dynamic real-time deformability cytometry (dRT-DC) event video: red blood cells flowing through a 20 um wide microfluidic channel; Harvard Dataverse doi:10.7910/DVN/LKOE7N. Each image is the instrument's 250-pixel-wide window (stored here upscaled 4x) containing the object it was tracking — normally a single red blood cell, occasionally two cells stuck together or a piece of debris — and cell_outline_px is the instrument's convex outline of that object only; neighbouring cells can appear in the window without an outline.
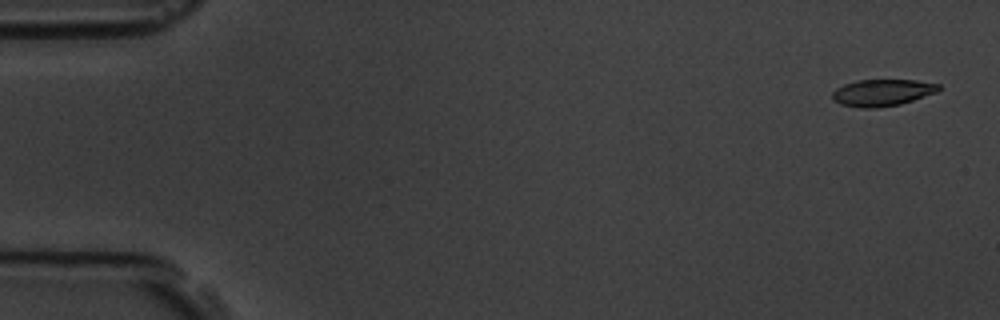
{"species": "common noctule bat (a hibernating species)", "species_latin": "Nyctalus noctula", "temperature_condition": "room temperature", "stored_images_in_passage": 4, "camera_frame_rate_fps": 3000, "um_per_image_px": 0.085, "animal": {"sex": "male", "body_mass_g": 19.5, "forearm_length_mm": 54.6}, "frame": {"image": 1, "passage_image": 1, "time_ms": 0.0, "image_size_px": [1000, 320], "cell_outline_px": [[940, 88], [936, 92], [900, 104], [876, 108], [860, 108], [840, 104], [832, 100], [832, 92], [836, 88], [844, 84], [856, 80], [916, 80], [940, 84]], "centroid_in_image_um": [74.95, 7.87], "position_along_channel_um": 10.1, "area_um2": 16.59}}
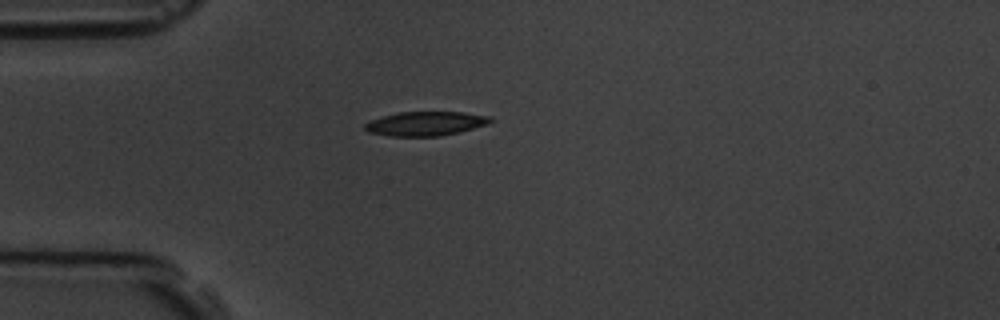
{"frame": {"image": 2, "passage_image": 4, "time_ms": 4.333, "image_size_px": [1000, 320], "cell_outline_px": [[492, 120], [488, 124], [460, 132], [440, 136], [388, 136], [368, 132], [364, 128], [364, 124], [372, 120], [384, 116], [400, 112], [464, 112], [492, 116]], "centroid_in_image_um": [36.2, 10.51], "position_along_channel_um": 48.8, "area_um2": 17.69}}